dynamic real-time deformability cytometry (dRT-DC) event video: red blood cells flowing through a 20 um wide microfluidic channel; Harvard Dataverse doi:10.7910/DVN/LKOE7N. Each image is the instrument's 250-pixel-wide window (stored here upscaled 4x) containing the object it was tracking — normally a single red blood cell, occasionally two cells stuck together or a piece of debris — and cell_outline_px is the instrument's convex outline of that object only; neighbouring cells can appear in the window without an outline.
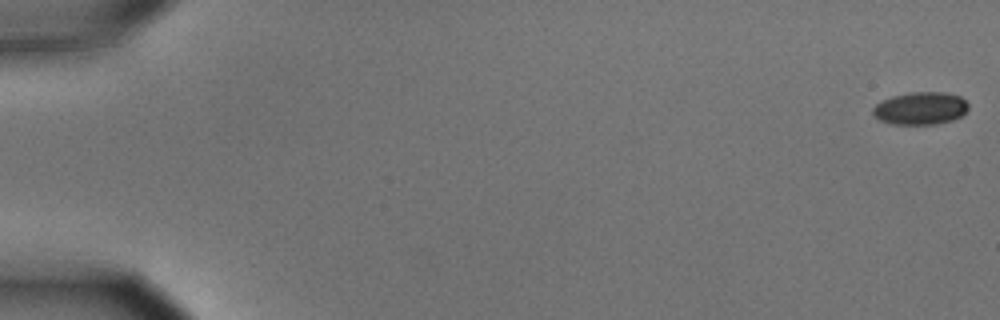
{"species": "common noctule bat (a hibernating species)", "species_latin": "Nyctalus noctula", "temperature_condition": "cold", "stored_images_in_passage": 14, "camera_frame_rate_fps": 3000, "um_per_image_px": 0.085, "animal": {"sex": "male", "body_mass_g": 15.6}, "frame": {"image": 1, "passage_image": 1, "time_ms": 0.0, "image_size_px": [1000, 320], "cell_outline_px": [[968, 108], [960, 116], [952, 120], [936, 124], [892, 124], [880, 120], [872, 116], [872, 108], [876, 104], [892, 96], [912, 92], [944, 92], [960, 96], [968, 104]], "centroid_in_image_um": [78.21, 9.21], "position_along_channel_um": 6.8, "area_um2": 18.09}}